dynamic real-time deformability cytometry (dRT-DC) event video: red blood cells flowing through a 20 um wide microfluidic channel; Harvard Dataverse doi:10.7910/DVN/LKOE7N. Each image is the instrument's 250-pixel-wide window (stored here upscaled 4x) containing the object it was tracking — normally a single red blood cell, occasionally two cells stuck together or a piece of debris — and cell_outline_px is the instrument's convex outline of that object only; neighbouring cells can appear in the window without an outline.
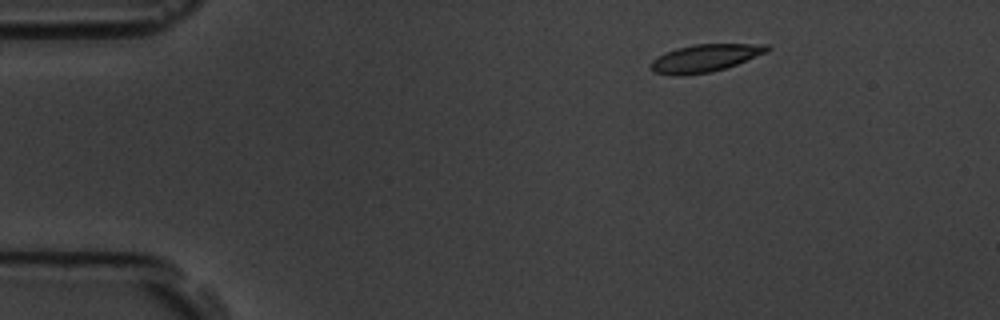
{"species": "common noctule bat (a hibernating species)", "species_latin": "Nyctalus noctula", "temperature_condition": "room temperature", "stored_images_in_passage": 4, "camera_frame_rate_fps": 3000, "um_per_image_px": 0.085, "animal": {"sex": "male", "body_mass_g": 19.5, "forearm_length_mm": 54.6}, "frame": {"image": 1, "passage_image": 2, "time_ms": 0.333, "image_size_px": [1000, 320], "cell_outline_px": [[772, 48], [768, 52], [736, 64], [712, 72], [680, 76], [672, 76], [652, 72], [648, 68], [652, 60], [664, 52], [676, 48], [696, 44], [768, 44]], "centroid_in_image_um": [59.88, 4.95], "position_along_channel_um": 25.1, "area_um2": 18.96}}